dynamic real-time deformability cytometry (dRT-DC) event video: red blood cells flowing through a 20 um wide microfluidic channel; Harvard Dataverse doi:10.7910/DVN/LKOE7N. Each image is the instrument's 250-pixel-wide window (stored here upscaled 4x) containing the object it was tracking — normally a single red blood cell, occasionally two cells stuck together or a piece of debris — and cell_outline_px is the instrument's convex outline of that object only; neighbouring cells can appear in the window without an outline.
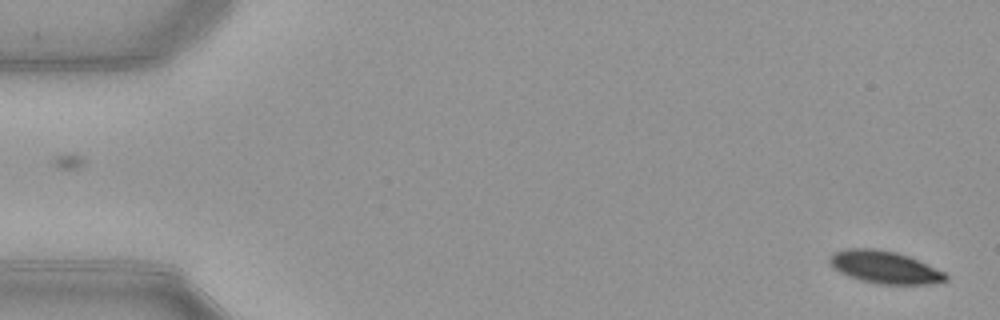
{"species": "common noctule bat (a hibernating species)", "species_latin": "Nyctalus noctula", "temperature_condition": "warm", "stored_images_in_passage": 53, "camera_frame_rate_fps": 3000, "um_per_image_px": 0.085, "animal": {"sex": "female", "body_mass_g": 21.9}, "frame": {"image": 1, "passage_image": 1, "time_ms": 0.0, "image_size_px": [1000, 320], "cell_outline_px": [[948, 280], [928, 284], [876, 284], [860, 280], [848, 276], [832, 268], [828, 264], [828, 256], [844, 248], [876, 248], [896, 252], [908, 256], [944, 272], [948, 276]], "centroid_in_image_um": [75.13, 22.71], "position_along_channel_um": 9.9, "area_um2": 22.08}}
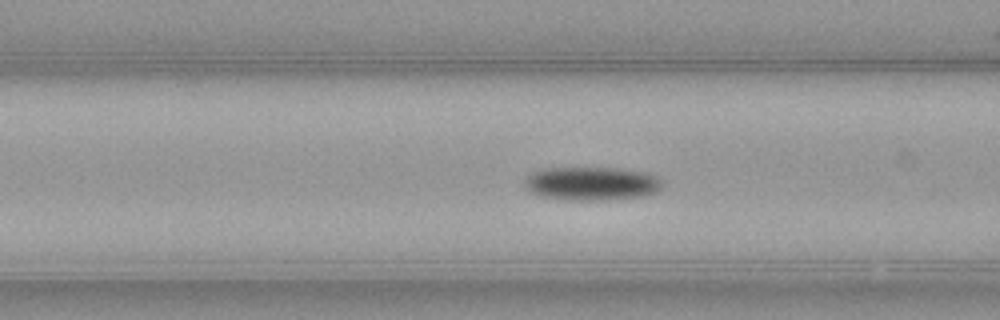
{"frame": {"image": 2, "passage_image": 20, "time_ms": 6.333, "image_size_px": [1000, 320], "cell_outline_px": [[664, 184], [656, 192], [644, 196], [608, 200], [568, 200], [540, 196], [524, 188], [524, 180], [532, 172], [540, 168], [620, 168], [648, 172], [656, 176]], "centroid_in_image_um": [50.29, 15.6], "position_along_channel_um": 116.3, "area_um2": 27.28}}
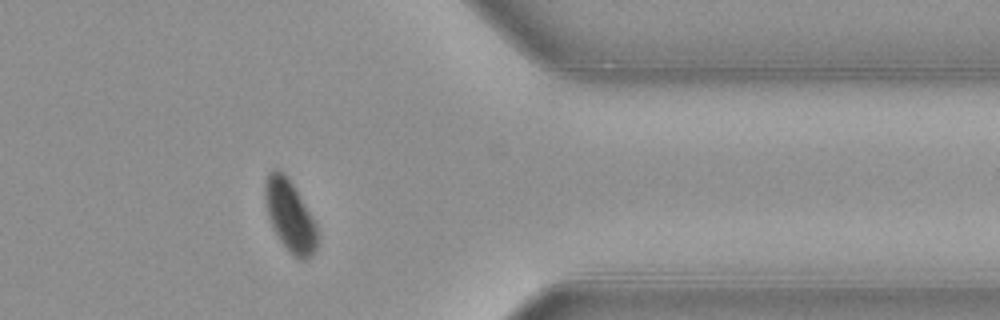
{"frame": {"image": 3, "passage_image": 42, "time_ms": 13.667, "image_size_px": [1000, 320], "cell_outline_px": [[320, 236], [316, 248], [312, 256], [304, 260], [300, 260], [292, 256], [288, 252], [272, 228], [268, 216], [264, 200], [264, 184], [268, 172], [272, 168], [276, 168], [284, 172], [288, 176], [312, 216], [316, 224]], "centroid_in_image_um": [24.64, 18.35], "position_along_channel_um": 386.8, "area_um2": 22.37}, "authors_computed_cell_mechanics": {"area_um2": 24.5072, "velocity_mm_per_s": 3.9097, "shape_relaxation_time_tau1_ms": 2.9887, "shape_relaxation_time_tau2_ms": null, "deformation_change_tau1": 0.1288, "deformation_change_tau2": null}}